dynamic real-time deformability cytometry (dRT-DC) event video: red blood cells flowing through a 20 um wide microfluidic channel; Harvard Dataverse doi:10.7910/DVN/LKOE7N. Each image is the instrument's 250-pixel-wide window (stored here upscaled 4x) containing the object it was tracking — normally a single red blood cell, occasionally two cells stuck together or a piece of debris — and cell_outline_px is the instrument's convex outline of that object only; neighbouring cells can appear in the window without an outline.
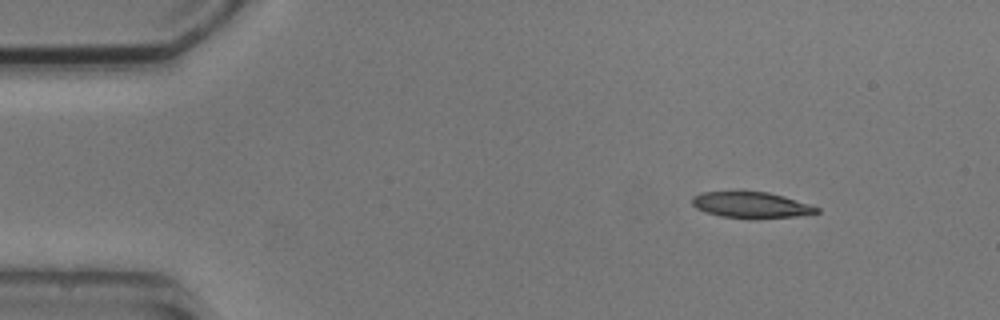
{"species": "common noctule bat (a hibernating species)", "species_latin": "Nyctalus noctula", "temperature_condition": "cold", "stored_images_in_passage": 2, "camera_frame_rate_fps": 3000, "um_per_image_px": 0.085, "animal": {"sex": "male", "body_mass_g": 20.5, "forearm_length_mm": 52.5}, "frame": {"image": 1, "passage_image": 1, "time_ms": 0.0, "image_size_px": [1000, 320], "cell_outline_px": [[820, 212], [796, 216], [748, 220], [720, 216], [704, 212], [696, 208], [692, 204], [692, 196], [700, 192], [768, 192], [784, 196], [820, 208]], "centroid_in_image_um": [63.82, 17.45], "position_along_channel_um": 21.2, "area_um2": 19.13}}